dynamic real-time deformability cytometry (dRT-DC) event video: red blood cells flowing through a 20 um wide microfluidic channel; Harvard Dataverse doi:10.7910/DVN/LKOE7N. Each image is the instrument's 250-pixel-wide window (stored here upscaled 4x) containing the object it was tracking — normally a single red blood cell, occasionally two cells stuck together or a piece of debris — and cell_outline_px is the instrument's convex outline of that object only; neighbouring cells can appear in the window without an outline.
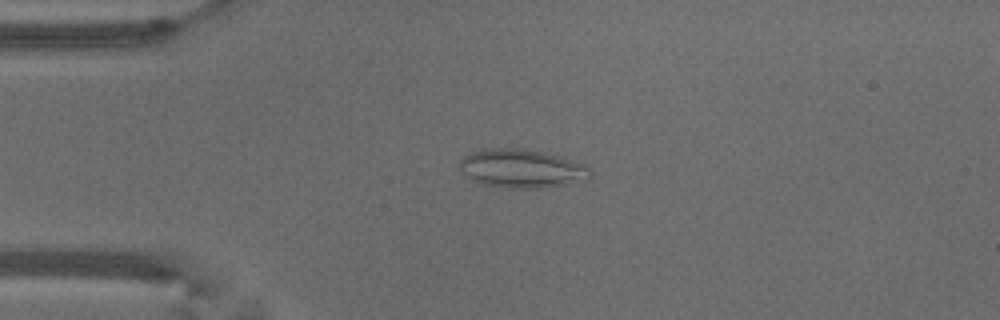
{"species": "common noctule bat (a hibernating species)", "species_latin": "Nyctalus noctula", "temperature_condition": "warm", "stored_images_in_passage": 52, "camera_frame_rate_fps": 3000, "um_per_image_px": 0.085, "animal": {"sex": "male", "body_mass_g": 18.8}, "frame": {"image": 1, "passage_image": 12, "time_ms": 3.667, "image_size_px": [1000, 320], "cell_outline_px": [[592, 176], [584, 180], [572, 184], [540, 188], [508, 188], [480, 184], [472, 180], [460, 168], [460, 160], [464, 156], [472, 152], [488, 148], [524, 148], [556, 156], [580, 164], [588, 168], [592, 172]], "centroid_in_image_um": [44.32, 14.34], "position_along_channel_um": 40.7, "area_um2": 29.07}}
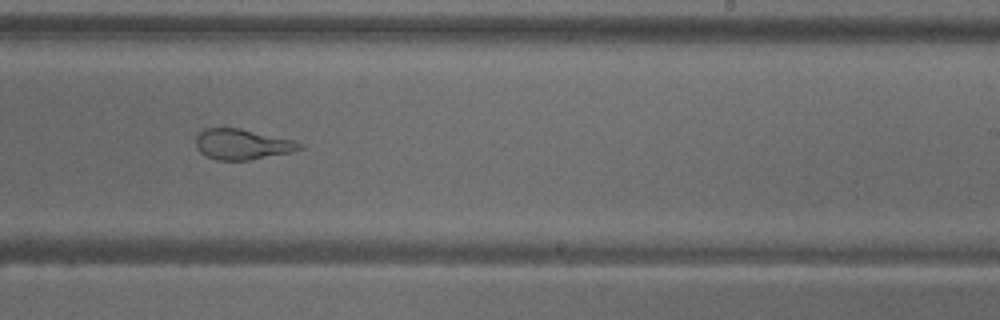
{"frame": {"image": 2, "passage_image": 32, "time_ms": 10.333, "image_size_px": [1000, 320], "cell_outline_px": [[304, 148], [292, 152], [248, 160], [216, 160], [200, 152], [196, 148], [196, 136], [204, 128], [240, 128], [296, 140], [304, 144]], "centroid_in_image_um": [20.63, 12.26], "position_along_channel_um": 268.4, "area_um2": 18.61}}
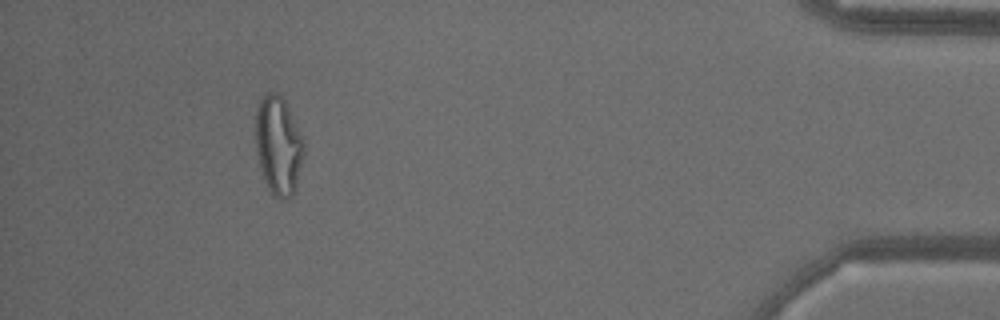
{"frame": {"image": 3, "passage_image": 48, "time_ms": 15.667, "image_size_px": [1000, 320], "cell_outline_px": [[304, 152], [296, 188], [292, 196], [284, 200], [272, 196], [264, 180], [256, 152], [256, 112], [260, 100], [264, 92], [280, 92], [304, 140]], "centroid_in_image_um": [23.66, 12.37], "position_along_channel_um": 411.5, "area_um2": 27.86}, "authors_computed_cell_mechanics": {"area_um2": 25.8944, "velocity_mm_per_s": 3.7885, "shape_relaxation_time_tau1_ms": null, "shape_relaxation_time_tau2_ms": 1.216, "deformation_change_tau1": null, "deformation_change_tau2": 0.0785}}